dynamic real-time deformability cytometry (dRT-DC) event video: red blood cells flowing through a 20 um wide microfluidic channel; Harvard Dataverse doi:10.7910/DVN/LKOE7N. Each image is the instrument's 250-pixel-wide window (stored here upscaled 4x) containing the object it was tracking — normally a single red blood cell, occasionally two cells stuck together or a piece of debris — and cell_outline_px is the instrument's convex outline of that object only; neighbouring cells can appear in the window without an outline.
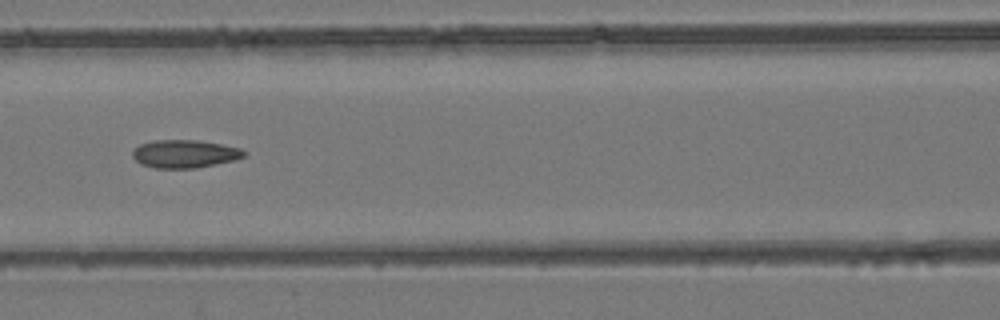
{"species": "common noctule bat (a hibernating species)", "species_latin": "Nyctalus noctula", "temperature_condition": "room temperature", "stored_images_in_passage": 9, "camera_frame_rate_fps": 3000, "um_per_image_px": 0.085, "animal": {"sex": "female", "body_mass_g": 24.6, "forearm_length_mm": 56.2}, "frame": {"image": 1, "passage_image": 7, "time_ms": 2.0, "image_size_px": [1000, 320], "cell_outline_px": [[248, 152], [244, 156], [236, 160], [196, 168], [156, 168], [140, 164], [132, 156], [132, 152], [140, 144], [152, 140], [196, 140], [220, 144], [240, 148]], "centroid_in_image_um": [15.71, 13.08], "position_along_channel_um": 150.9, "area_um2": 18.21}}
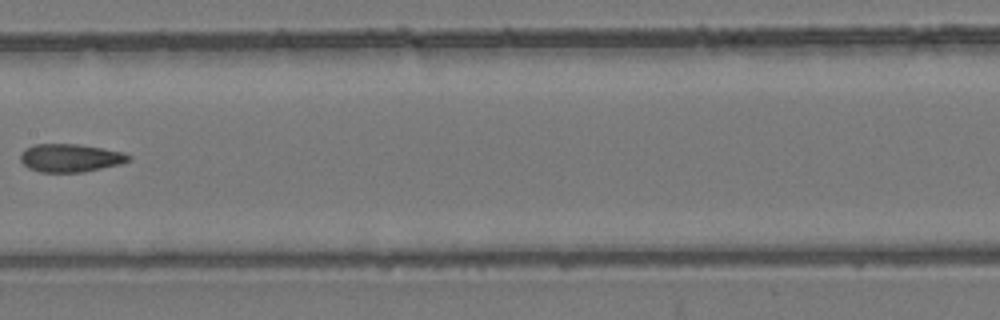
{"frame": {"image": 2, "passage_image": 8, "time_ms": 2.333, "image_size_px": [1000, 320], "cell_outline_px": [[132, 160], [120, 164], [80, 172], [40, 172], [28, 168], [20, 160], [20, 152], [24, 148], [32, 144], [76, 144], [124, 152], [132, 156]], "centroid_in_image_um": [5.95, 13.41], "position_along_channel_um": 201.5, "area_um2": 17.74}}
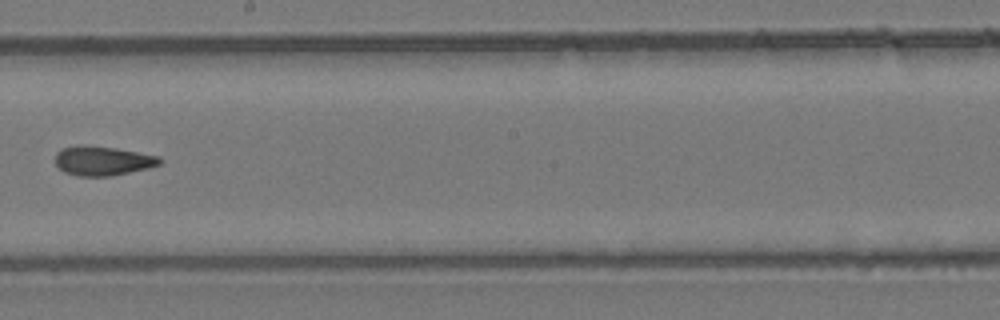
{"frame": {"image": 3, "passage_image": 9, "time_ms": 2.667, "image_size_px": [1000, 320], "cell_outline_px": [[164, 160], [160, 164], [148, 168], [112, 176], [80, 176], [64, 172], [56, 164], [56, 152], [64, 148], [80, 144], [84, 144], [116, 148], [160, 156]], "centroid_in_image_um": [8.75, 13.66], "position_along_channel_um": 239.4, "area_um2": 17.98}}